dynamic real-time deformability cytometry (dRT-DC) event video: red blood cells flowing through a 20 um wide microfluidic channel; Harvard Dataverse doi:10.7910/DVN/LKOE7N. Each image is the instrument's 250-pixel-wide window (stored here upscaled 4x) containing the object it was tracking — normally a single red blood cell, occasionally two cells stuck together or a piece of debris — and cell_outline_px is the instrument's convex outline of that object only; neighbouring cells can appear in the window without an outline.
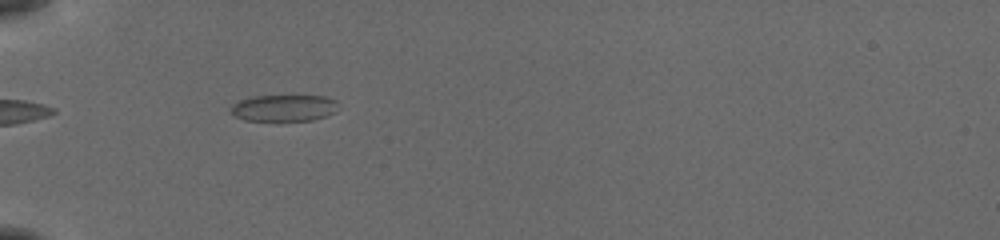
{"species": "common noctule bat (a hibernating species)", "species_latin": "Nyctalus noctula", "temperature_condition": "cold", "stored_images_in_passage": 39, "camera_frame_rate_fps": 3000, "um_per_image_px": 0.085, "animal": {"sex": "female", "body_mass_g": 19.5, "forearm_length_mm": 54.1}, "frame": {"image": 1, "passage_image": 4, "time_ms": 1.0, "image_size_px": [1000, 240], "cell_outline_px": [[336, 112], [312, 120], [244, 120], [236, 116], [228, 108], [232, 104], [240, 100], [252, 96], [324, 96], [336, 100]], "centroid_in_image_um": [24.1, 9.17], "position_along_channel_um": 60.9, "area_um2": 16.47}}
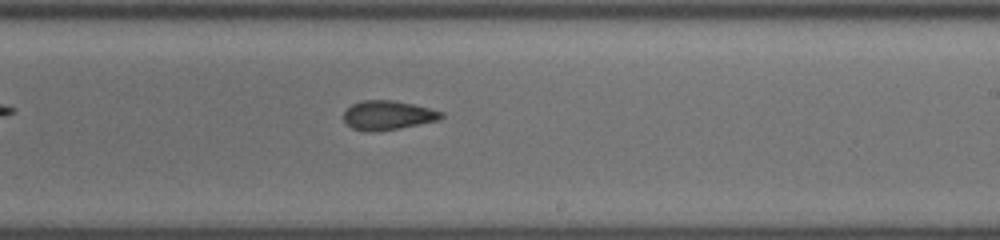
{"frame": {"image": 2, "passage_image": 20, "time_ms": 6.333, "image_size_px": [1000, 240], "cell_outline_px": [[444, 116], [436, 120], [400, 128], [372, 132], [352, 128], [344, 120], [344, 112], [352, 104], [364, 100], [392, 100], [412, 104], [444, 112]], "centroid_in_image_um": [32.95, 9.79], "position_along_channel_um": 256.0, "area_um2": 16.3}}
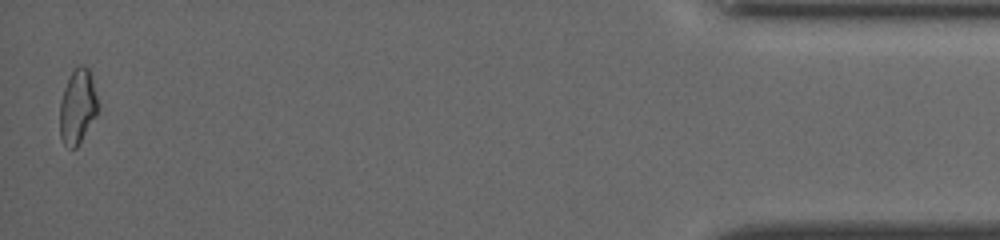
{"frame": {"image": 3, "passage_image": 39, "time_ms": 12.667, "image_size_px": [1000, 240], "cell_outline_px": [[96, 116], [76, 148], [72, 148], [64, 144], [60, 136], [60, 100], [64, 88], [72, 72], [80, 64], [88, 68], [92, 80], [96, 96]], "centroid_in_image_um": [6.57, 9.08], "position_along_channel_um": 428.6, "area_um2": 16.07}, "authors_computed_cell_mechanics": {"area_um2": 16.5308, "velocity_mm_per_s": 3.8963, "shape_relaxation_time_tau1_ms": 8.772, "shape_relaxation_time_tau2_ms": 2.4078, "deformation_change_tau1": 0.192, "deformation_change_tau2": 0.0868}}